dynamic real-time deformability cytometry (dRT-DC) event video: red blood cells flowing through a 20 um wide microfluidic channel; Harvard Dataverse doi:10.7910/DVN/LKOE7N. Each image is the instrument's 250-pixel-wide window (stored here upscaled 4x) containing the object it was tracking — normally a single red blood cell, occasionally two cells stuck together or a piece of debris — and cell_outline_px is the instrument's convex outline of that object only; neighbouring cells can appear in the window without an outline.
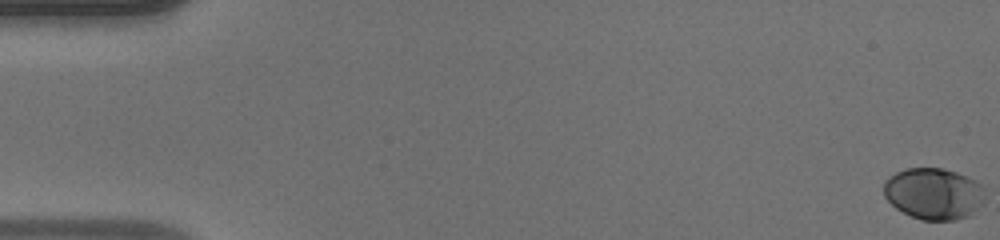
{"species": "human", "species_latin": "Homo sapiens", "temperature_condition": "warm", "stored_images_in_passage": 51, "camera_frame_rate_fps": 3000, "um_per_image_px": 0.085, "donor": {"sex": "male"}, "frame": {"image": 1, "passage_image": 1, "time_ms": 0.0, "image_size_px": [1000, 240], "cell_outline_px": [[980, 204], [968, 216], [956, 220], [920, 220], [896, 208], [884, 196], [884, 184], [888, 176], [896, 172], [908, 168], [940, 168], [956, 172], [980, 184]], "centroid_in_image_um": [79.27, 16.46], "position_along_channel_um": 5.7, "area_um2": 29.59}}
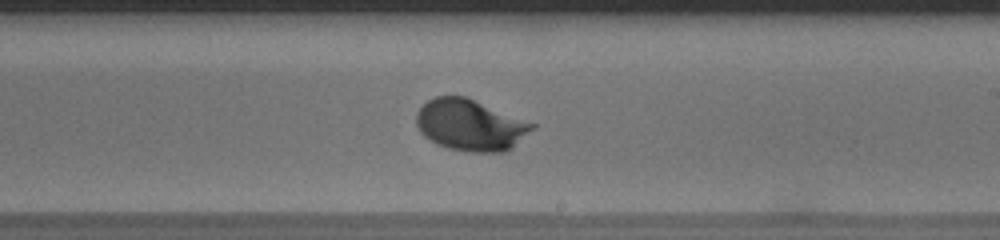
{"frame": {"image": 2, "passage_image": 31, "time_ms": 10.0, "image_size_px": [1000, 240], "cell_outline_px": [[536, 128], [512, 148], [504, 152], [468, 152], [448, 148], [436, 144], [424, 136], [420, 132], [416, 124], [416, 112], [428, 100], [436, 96], [464, 96], [536, 124]], "centroid_in_image_um": [39.98, 10.65], "position_along_channel_um": 249.0, "area_um2": 34.68}}
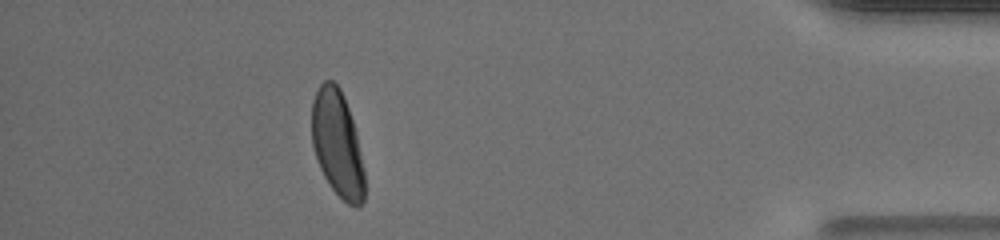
{"frame": {"image": 3, "passage_image": 46, "time_ms": 15.0, "image_size_px": [1000, 240], "cell_outline_px": [[364, 200], [356, 208], [348, 204], [328, 184], [320, 168], [312, 144], [312, 100], [320, 84], [324, 80], [332, 80], [340, 88], [344, 96], [356, 132], [364, 172]], "centroid_in_image_um": [28.67, 12.21], "position_along_channel_um": 406.5, "area_um2": 32.43}, "authors_computed_cell_mechanics": {"area_um2": 31.9634, "velocity_mm_per_s": 4.1244, "shape_relaxation_time_tau1_ms": 2.3929, "shape_relaxation_time_tau2_ms": null, "deformation_change_tau1": 0.1421, "deformation_change_tau2": null}}